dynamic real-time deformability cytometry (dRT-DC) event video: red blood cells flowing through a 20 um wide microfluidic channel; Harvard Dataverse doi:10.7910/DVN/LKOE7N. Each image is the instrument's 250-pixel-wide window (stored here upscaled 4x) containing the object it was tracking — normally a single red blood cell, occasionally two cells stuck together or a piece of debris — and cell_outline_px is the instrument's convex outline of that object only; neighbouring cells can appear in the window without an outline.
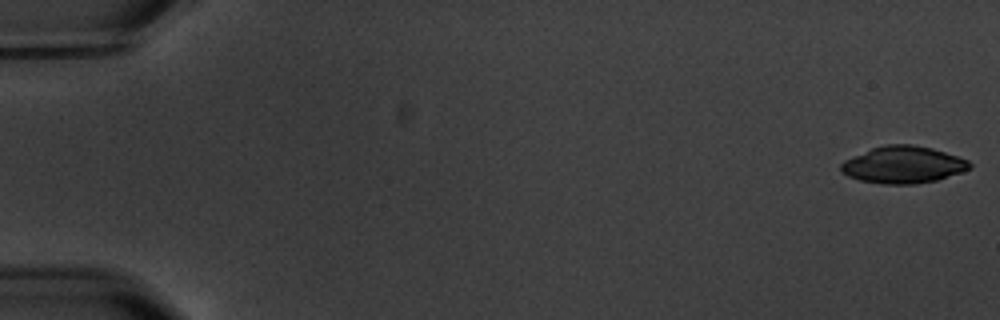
{"species": "common noctule bat (a hibernating species)", "species_latin": "Nyctalus noctula", "temperature_condition": "warm", "stored_images_in_passage": 5, "camera_frame_rate_fps": 3000, "um_per_image_px": 0.085, "animal": {"sex": "male", "body_mass_g": 20.1, "forearm_length_mm": 53.5}, "frame": {"image": 1, "passage_image": 1, "time_ms": 0.0, "image_size_px": [1000, 320], "cell_outline_px": [[972, 168], [964, 172], [936, 180], [916, 184], [884, 184], [860, 180], [848, 176], [840, 172], [840, 164], [844, 160], [872, 148], [884, 144], [912, 144], [932, 148], [968, 160], [972, 164]], "centroid_in_image_um": [76.78, 14.01], "position_along_channel_um": 8.2, "area_um2": 27.86}}